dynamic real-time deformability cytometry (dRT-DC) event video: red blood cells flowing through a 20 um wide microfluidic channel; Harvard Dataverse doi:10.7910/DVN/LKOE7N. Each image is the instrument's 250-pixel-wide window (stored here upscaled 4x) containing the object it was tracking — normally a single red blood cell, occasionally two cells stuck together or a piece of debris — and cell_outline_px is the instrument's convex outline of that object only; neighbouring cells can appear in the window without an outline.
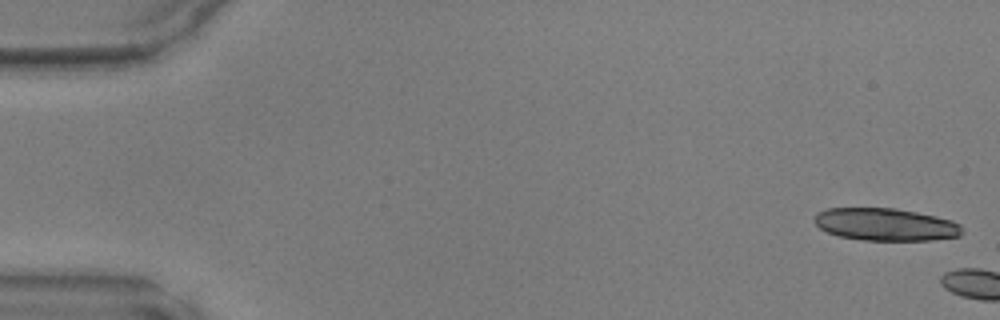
{"species": "common noctule bat (a hibernating species)", "species_latin": "Nyctalus noctula", "temperature_condition": "warm", "stored_images_in_passage": 4, "camera_frame_rate_fps": 3000, "um_per_image_px": 0.085, "animal": {"sex": "male", "body_mass_g": 17.9, "forearm_length_mm": 54.2}, "frame": {"image": 1, "passage_image": 1, "time_ms": 0.0, "image_size_px": [1000, 320], "cell_outline_px": [[964, 232], [960, 236], [932, 240], [864, 240], [840, 236], [828, 232], [820, 228], [816, 224], [816, 212], [828, 208], [896, 208], [936, 216], [952, 220], [960, 224]], "centroid_in_image_um": [75.32, 19.07], "position_along_channel_um": 9.7, "area_um2": 27.92}}